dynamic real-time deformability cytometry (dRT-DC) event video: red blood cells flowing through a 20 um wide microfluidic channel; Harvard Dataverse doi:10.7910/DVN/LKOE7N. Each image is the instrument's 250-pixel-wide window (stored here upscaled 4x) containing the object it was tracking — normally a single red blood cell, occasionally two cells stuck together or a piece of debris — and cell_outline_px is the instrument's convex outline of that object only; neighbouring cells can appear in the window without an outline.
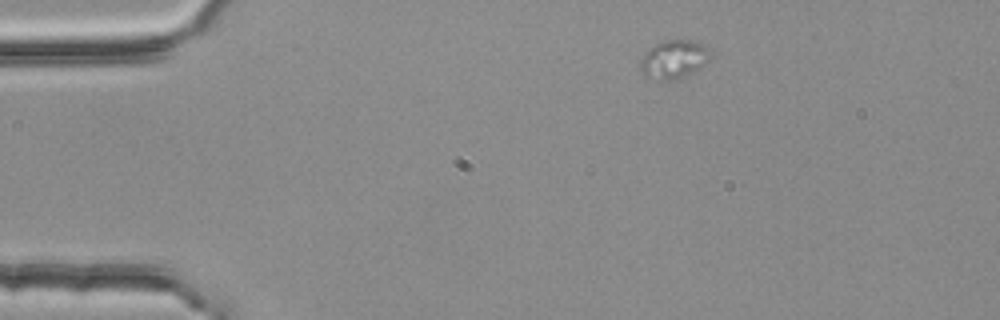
{"species": "common noctule bat (a hibernating species)", "species_latin": "Nyctalus noctula", "temperature_condition": "room temperature", "stored_images_in_passage": 3, "camera_frame_rate_fps": 3000, "um_per_image_px": 0.085, "animal": {"sex": "female", "body_mass_g": 25.1}, "frame": {"image": 1, "passage_image": 1, "time_ms": 0.0, "image_size_px": [1000, 320], "cell_outline_px": [[712, 52], [708, 60], [704, 64], [692, 72], [660, 84], [644, 76], [640, 68], [640, 60], [644, 52], [648, 48], [656, 44], [668, 40], [688, 40], [700, 44], [708, 48]], "centroid_in_image_um": [57.2, 5.08], "position_along_channel_um": 27.8, "area_um2": 15.78}}